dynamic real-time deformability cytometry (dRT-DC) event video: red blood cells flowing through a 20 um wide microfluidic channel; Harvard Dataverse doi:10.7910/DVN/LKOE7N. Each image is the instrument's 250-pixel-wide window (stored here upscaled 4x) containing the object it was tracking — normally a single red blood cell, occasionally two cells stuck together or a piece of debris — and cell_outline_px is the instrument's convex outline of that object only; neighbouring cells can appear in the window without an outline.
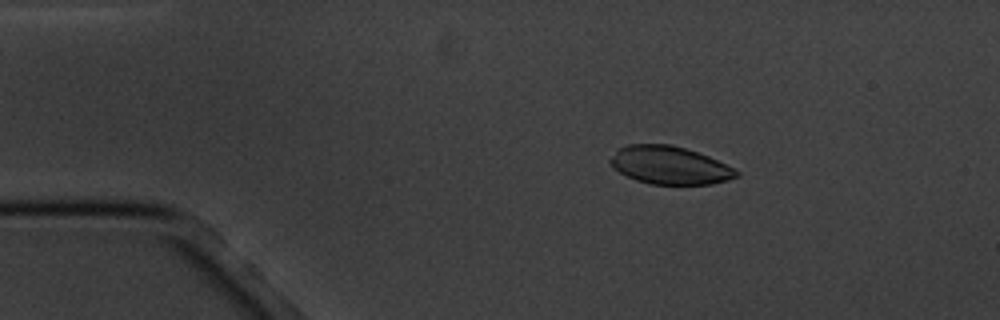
{"species": "common noctule bat (a hibernating species)", "species_latin": "Nyctalus noctula", "temperature_condition": "cold", "stored_images_in_passage": 3, "camera_frame_rate_fps": 3000, "um_per_image_px": 0.085, "animal": {"sex": "male", "body_mass_g": 20.1, "forearm_length_mm": 53.5}, "frame": {"image": 1, "passage_image": 2, "time_ms": 1.0, "image_size_px": [1000, 320], "cell_outline_px": [[740, 176], [728, 180], [712, 184], [652, 184], [636, 180], [612, 168], [608, 160], [620, 148], [628, 144], [672, 144], [708, 156], [740, 172]], "centroid_in_image_um": [56.91, 14.05], "position_along_channel_um": 28.1, "area_um2": 27.69}}